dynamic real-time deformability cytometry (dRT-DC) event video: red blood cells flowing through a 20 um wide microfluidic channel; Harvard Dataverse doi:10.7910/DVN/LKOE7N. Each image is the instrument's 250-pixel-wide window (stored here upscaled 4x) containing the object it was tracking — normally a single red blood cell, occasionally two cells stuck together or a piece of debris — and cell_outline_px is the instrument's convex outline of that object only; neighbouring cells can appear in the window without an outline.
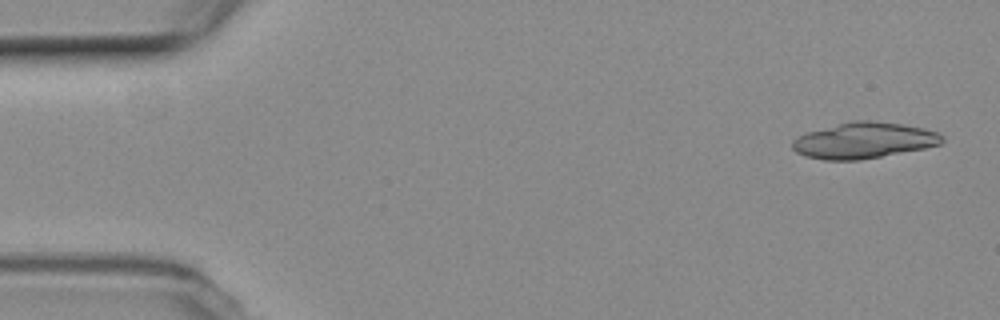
{"species": "common noctule bat (a hibernating species)", "species_latin": "Nyctalus noctula", "temperature_condition": "room temperature", "stored_images_in_passage": 19, "camera_frame_rate_fps": 3000, "um_per_image_px": 0.085, "animal": {"sex": "female", "body_mass_g": 19.3, "forearm_length_mm": 54.1}, "frame": {"image": 1, "passage_image": 2, "time_ms": 0.333, "image_size_px": [1000, 320], "cell_outline_px": [[944, 140], [940, 144], [924, 148], [860, 160], [824, 160], [804, 156], [796, 152], [792, 148], [792, 140], [808, 132], [856, 120], [864, 120], [904, 124], [924, 128], [936, 132], [944, 136]], "centroid_in_image_um": [73.44, 11.95], "position_along_channel_um": 11.6, "area_um2": 31.04}}